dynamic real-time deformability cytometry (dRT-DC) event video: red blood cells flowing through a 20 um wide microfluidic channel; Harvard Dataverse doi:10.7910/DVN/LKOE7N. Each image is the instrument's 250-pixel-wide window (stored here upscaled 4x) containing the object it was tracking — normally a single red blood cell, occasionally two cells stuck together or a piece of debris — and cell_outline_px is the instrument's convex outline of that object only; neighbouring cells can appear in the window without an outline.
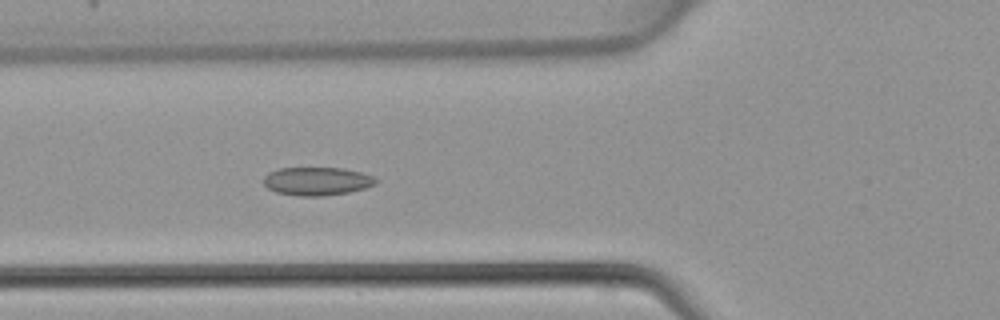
{"species": "common noctule bat (a hibernating species)", "species_latin": "Nyctalus noctula", "temperature_condition": "warm", "stored_images_in_passage": 44, "camera_frame_rate_fps": 3000, "um_per_image_px": 0.085, "animal": {"sex": "female", "body_mass_g": 22.7, "forearm_length_mm": 54.2}, "frame": {"image": 1, "passage_image": 16, "time_ms": 5.0, "image_size_px": [1000, 320], "cell_outline_px": [[380, 180], [376, 184], [364, 188], [348, 192], [324, 196], [300, 196], [276, 192], [268, 188], [264, 184], [264, 176], [268, 172], [280, 168], [344, 168], [360, 172], [372, 176]], "centroid_in_image_um": [26.95, 15.4], "position_along_channel_um": 98.9, "area_um2": 18.5}}
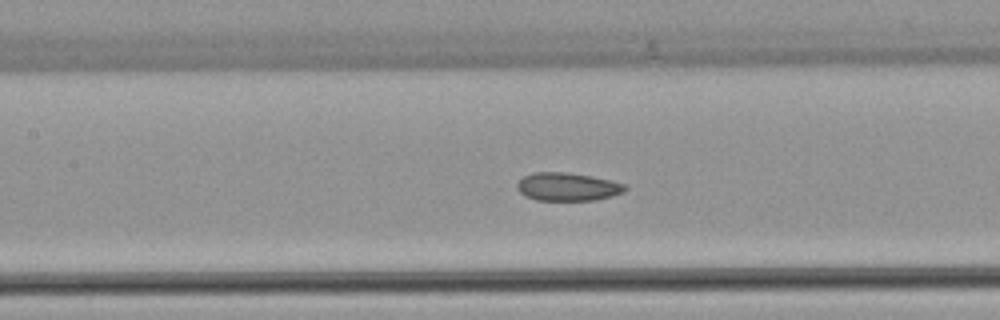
{"frame": {"image": 2, "passage_image": 20, "time_ms": 6.333, "image_size_px": [1000, 320], "cell_outline_px": [[628, 188], [624, 192], [612, 196], [596, 200], [536, 200], [524, 196], [516, 188], [516, 184], [524, 176], [532, 172], [568, 172], [592, 176], [624, 184]], "centroid_in_image_um": [48.22, 15.87], "position_along_channel_um": 159.2, "area_um2": 17.8}}
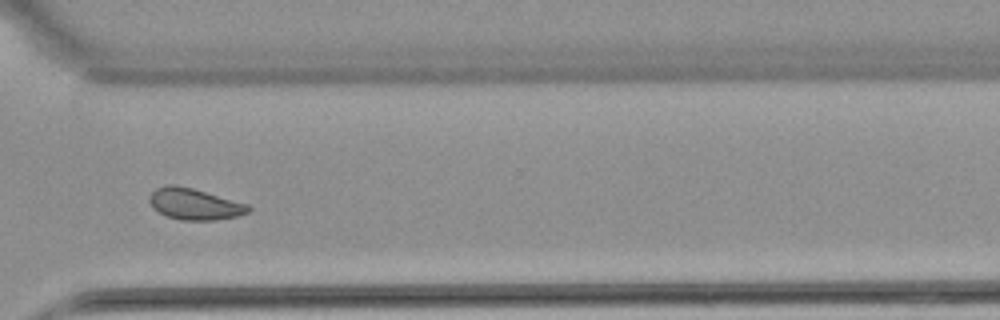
{"frame": {"image": 3, "passage_image": 33, "time_ms": 10.667, "image_size_px": [1000, 320], "cell_outline_px": [[252, 208], [248, 212], [236, 216], [216, 220], [180, 220], [168, 216], [152, 208], [148, 200], [152, 192], [156, 188], [168, 184], [172, 184], [192, 188], [248, 204]], "centroid_in_image_um": [16.52, 17.34], "position_along_channel_um": 354.1, "area_um2": 17.92}}